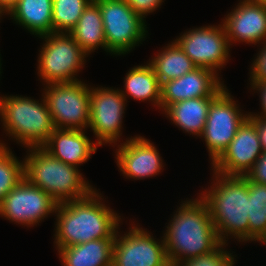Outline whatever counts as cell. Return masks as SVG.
Listing matches in <instances>:
<instances>
[{"label":"cell","instance_id":"f546056e","mask_svg":"<svg viewBox=\"0 0 266 266\" xmlns=\"http://www.w3.org/2000/svg\"><path fill=\"white\" fill-rule=\"evenodd\" d=\"M134 12L143 20L148 14L160 7L163 0H125Z\"/></svg>","mask_w":266,"mask_h":266},{"label":"cell","instance_id":"e0dca14e","mask_svg":"<svg viewBox=\"0 0 266 266\" xmlns=\"http://www.w3.org/2000/svg\"><path fill=\"white\" fill-rule=\"evenodd\" d=\"M120 144L116 149L115 158L119 170L126 175L125 177L143 180L161 172L164 167L162 158L150 140L135 135Z\"/></svg>","mask_w":266,"mask_h":266},{"label":"cell","instance_id":"ba28073f","mask_svg":"<svg viewBox=\"0 0 266 266\" xmlns=\"http://www.w3.org/2000/svg\"><path fill=\"white\" fill-rule=\"evenodd\" d=\"M101 10L107 52L124 55L145 40V20L125 0H95Z\"/></svg>","mask_w":266,"mask_h":266},{"label":"cell","instance_id":"cb8c5ba5","mask_svg":"<svg viewBox=\"0 0 266 266\" xmlns=\"http://www.w3.org/2000/svg\"><path fill=\"white\" fill-rule=\"evenodd\" d=\"M149 64L155 71L160 84L180 78L197 68L174 40L157 53Z\"/></svg>","mask_w":266,"mask_h":266},{"label":"cell","instance_id":"d590c367","mask_svg":"<svg viewBox=\"0 0 266 266\" xmlns=\"http://www.w3.org/2000/svg\"><path fill=\"white\" fill-rule=\"evenodd\" d=\"M0 58H1V57H0ZM1 65H2V64H1V59H0V70H1ZM0 74H1V71H0Z\"/></svg>","mask_w":266,"mask_h":266},{"label":"cell","instance_id":"7a4b0ae2","mask_svg":"<svg viewBox=\"0 0 266 266\" xmlns=\"http://www.w3.org/2000/svg\"><path fill=\"white\" fill-rule=\"evenodd\" d=\"M198 198L181 203L166 227L164 245L171 266L209 253L221 243L207 204Z\"/></svg>","mask_w":266,"mask_h":266},{"label":"cell","instance_id":"5b68a950","mask_svg":"<svg viewBox=\"0 0 266 266\" xmlns=\"http://www.w3.org/2000/svg\"><path fill=\"white\" fill-rule=\"evenodd\" d=\"M23 96L0 97V119L9 137L26 148L41 147L53 133L47 102Z\"/></svg>","mask_w":266,"mask_h":266},{"label":"cell","instance_id":"6da1fadb","mask_svg":"<svg viewBox=\"0 0 266 266\" xmlns=\"http://www.w3.org/2000/svg\"><path fill=\"white\" fill-rule=\"evenodd\" d=\"M97 191L94 189L79 200L57 204L54 235L56 250L116 236L121 218L102 202L103 196Z\"/></svg>","mask_w":266,"mask_h":266},{"label":"cell","instance_id":"4dcf8cb0","mask_svg":"<svg viewBox=\"0 0 266 266\" xmlns=\"http://www.w3.org/2000/svg\"><path fill=\"white\" fill-rule=\"evenodd\" d=\"M246 177L255 183L266 185V152L257 159Z\"/></svg>","mask_w":266,"mask_h":266},{"label":"cell","instance_id":"8fae6325","mask_svg":"<svg viewBox=\"0 0 266 266\" xmlns=\"http://www.w3.org/2000/svg\"><path fill=\"white\" fill-rule=\"evenodd\" d=\"M57 203L41 188L23 178L0 203V216L9 221L34 226L51 213Z\"/></svg>","mask_w":266,"mask_h":266},{"label":"cell","instance_id":"9c48e42d","mask_svg":"<svg viewBox=\"0 0 266 266\" xmlns=\"http://www.w3.org/2000/svg\"><path fill=\"white\" fill-rule=\"evenodd\" d=\"M234 97L225 87L212 101L203 133L211 163H213L233 140L239 126L249 114H243Z\"/></svg>","mask_w":266,"mask_h":266},{"label":"cell","instance_id":"1f68e13d","mask_svg":"<svg viewBox=\"0 0 266 266\" xmlns=\"http://www.w3.org/2000/svg\"><path fill=\"white\" fill-rule=\"evenodd\" d=\"M251 87L253 90H256L260 94V104H261V113L260 114H252L248 113V117H260V118H266V81L264 82H250Z\"/></svg>","mask_w":266,"mask_h":266},{"label":"cell","instance_id":"4fadbf2b","mask_svg":"<svg viewBox=\"0 0 266 266\" xmlns=\"http://www.w3.org/2000/svg\"><path fill=\"white\" fill-rule=\"evenodd\" d=\"M120 236L116 231L113 247L114 266H171L167 258L164 238L156 241L138 225ZM120 237V238H119Z\"/></svg>","mask_w":266,"mask_h":266},{"label":"cell","instance_id":"7c38bea8","mask_svg":"<svg viewBox=\"0 0 266 266\" xmlns=\"http://www.w3.org/2000/svg\"><path fill=\"white\" fill-rule=\"evenodd\" d=\"M125 97L117 88L91 87L89 128L97 138V144H117L122 136V120L125 113Z\"/></svg>","mask_w":266,"mask_h":266},{"label":"cell","instance_id":"4316f807","mask_svg":"<svg viewBox=\"0 0 266 266\" xmlns=\"http://www.w3.org/2000/svg\"><path fill=\"white\" fill-rule=\"evenodd\" d=\"M24 178V161H19L12 151L0 142V203Z\"/></svg>","mask_w":266,"mask_h":266},{"label":"cell","instance_id":"5bb4252c","mask_svg":"<svg viewBox=\"0 0 266 266\" xmlns=\"http://www.w3.org/2000/svg\"><path fill=\"white\" fill-rule=\"evenodd\" d=\"M262 154L256 124L247 117L228 147L211 163V170L225 176L243 177Z\"/></svg>","mask_w":266,"mask_h":266},{"label":"cell","instance_id":"9a60e30c","mask_svg":"<svg viewBox=\"0 0 266 266\" xmlns=\"http://www.w3.org/2000/svg\"><path fill=\"white\" fill-rule=\"evenodd\" d=\"M219 75L205 68H195L180 78L161 84L160 109L169 105L194 98L216 97L225 87Z\"/></svg>","mask_w":266,"mask_h":266},{"label":"cell","instance_id":"30bf717a","mask_svg":"<svg viewBox=\"0 0 266 266\" xmlns=\"http://www.w3.org/2000/svg\"><path fill=\"white\" fill-rule=\"evenodd\" d=\"M174 41L198 68L217 73L228 62L230 45L223 24L188 30Z\"/></svg>","mask_w":266,"mask_h":266},{"label":"cell","instance_id":"d6986e66","mask_svg":"<svg viewBox=\"0 0 266 266\" xmlns=\"http://www.w3.org/2000/svg\"><path fill=\"white\" fill-rule=\"evenodd\" d=\"M115 237L94 239L83 244L59 248L63 266H111Z\"/></svg>","mask_w":266,"mask_h":266},{"label":"cell","instance_id":"8992f818","mask_svg":"<svg viewBox=\"0 0 266 266\" xmlns=\"http://www.w3.org/2000/svg\"><path fill=\"white\" fill-rule=\"evenodd\" d=\"M45 40L38 57V73L44 84L73 83L88 55L69 33L39 36Z\"/></svg>","mask_w":266,"mask_h":266},{"label":"cell","instance_id":"ac0fdd59","mask_svg":"<svg viewBox=\"0 0 266 266\" xmlns=\"http://www.w3.org/2000/svg\"><path fill=\"white\" fill-rule=\"evenodd\" d=\"M85 130L54 129L48 140L41 146L55 159L78 167L89 160L97 150V143H93Z\"/></svg>","mask_w":266,"mask_h":266},{"label":"cell","instance_id":"d6a6232c","mask_svg":"<svg viewBox=\"0 0 266 266\" xmlns=\"http://www.w3.org/2000/svg\"><path fill=\"white\" fill-rule=\"evenodd\" d=\"M255 124L263 152H266V118L249 117Z\"/></svg>","mask_w":266,"mask_h":266},{"label":"cell","instance_id":"d4e9b609","mask_svg":"<svg viewBox=\"0 0 266 266\" xmlns=\"http://www.w3.org/2000/svg\"><path fill=\"white\" fill-rule=\"evenodd\" d=\"M248 181L249 214L248 241L266 245V185Z\"/></svg>","mask_w":266,"mask_h":266},{"label":"cell","instance_id":"44dd1931","mask_svg":"<svg viewBox=\"0 0 266 266\" xmlns=\"http://www.w3.org/2000/svg\"><path fill=\"white\" fill-rule=\"evenodd\" d=\"M215 97L187 99L169 105L163 112L175 125L190 135L203 133L208 108Z\"/></svg>","mask_w":266,"mask_h":266},{"label":"cell","instance_id":"52a82bcc","mask_svg":"<svg viewBox=\"0 0 266 266\" xmlns=\"http://www.w3.org/2000/svg\"><path fill=\"white\" fill-rule=\"evenodd\" d=\"M51 119L56 129L86 130L90 119L91 87L83 81L51 83L44 87Z\"/></svg>","mask_w":266,"mask_h":266},{"label":"cell","instance_id":"836d02e7","mask_svg":"<svg viewBox=\"0 0 266 266\" xmlns=\"http://www.w3.org/2000/svg\"><path fill=\"white\" fill-rule=\"evenodd\" d=\"M18 2L19 0H0V12L8 14Z\"/></svg>","mask_w":266,"mask_h":266},{"label":"cell","instance_id":"83f0119b","mask_svg":"<svg viewBox=\"0 0 266 266\" xmlns=\"http://www.w3.org/2000/svg\"><path fill=\"white\" fill-rule=\"evenodd\" d=\"M226 245L221 242L213 251L179 262L176 266H233L236 260L233 253L224 249Z\"/></svg>","mask_w":266,"mask_h":266},{"label":"cell","instance_id":"603a6c76","mask_svg":"<svg viewBox=\"0 0 266 266\" xmlns=\"http://www.w3.org/2000/svg\"><path fill=\"white\" fill-rule=\"evenodd\" d=\"M124 90H120L125 97L130 96L135 100L152 101L154 107L157 105L160 109L161 103V84L152 66L146 65L134 66L126 73L124 80Z\"/></svg>","mask_w":266,"mask_h":266},{"label":"cell","instance_id":"ffe728a7","mask_svg":"<svg viewBox=\"0 0 266 266\" xmlns=\"http://www.w3.org/2000/svg\"><path fill=\"white\" fill-rule=\"evenodd\" d=\"M52 12L53 0H19L8 15L39 37L52 33Z\"/></svg>","mask_w":266,"mask_h":266},{"label":"cell","instance_id":"484cf974","mask_svg":"<svg viewBox=\"0 0 266 266\" xmlns=\"http://www.w3.org/2000/svg\"><path fill=\"white\" fill-rule=\"evenodd\" d=\"M91 0H53L52 33H69Z\"/></svg>","mask_w":266,"mask_h":266},{"label":"cell","instance_id":"f1b7e54d","mask_svg":"<svg viewBox=\"0 0 266 266\" xmlns=\"http://www.w3.org/2000/svg\"><path fill=\"white\" fill-rule=\"evenodd\" d=\"M262 47L250 68L251 82L266 81V43Z\"/></svg>","mask_w":266,"mask_h":266},{"label":"cell","instance_id":"e575fe53","mask_svg":"<svg viewBox=\"0 0 266 266\" xmlns=\"http://www.w3.org/2000/svg\"><path fill=\"white\" fill-rule=\"evenodd\" d=\"M256 1H258V2H260L262 4H264V5H266V0H256Z\"/></svg>","mask_w":266,"mask_h":266},{"label":"cell","instance_id":"277c9868","mask_svg":"<svg viewBox=\"0 0 266 266\" xmlns=\"http://www.w3.org/2000/svg\"><path fill=\"white\" fill-rule=\"evenodd\" d=\"M24 161V178L62 204L88 196L91 186L72 165L55 159L42 147H30Z\"/></svg>","mask_w":266,"mask_h":266},{"label":"cell","instance_id":"2e32d148","mask_svg":"<svg viewBox=\"0 0 266 266\" xmlns=\"http://www.w3.org/2000/svg\"><path fill=\"white\" fill-rule=\"evenodd\" d=\"M222 24L230 46L235 41L266 43V5L256 0H241Z\"/></svg>","mask_w":266,"mask_h":266},{"label":"cell","instance_id":"3957f363","mask_svg":"<svg viewBox=\"0 0 266 266\" xmlns=\"http://www.w3.org/2000/svg\"><path fill=\"white\" fill-rule=\"evenodd\" d=\"M213 184L200 193L207 204L219 240L223 244L232 236L248 241V181L241 176H225L214 172ZM203 193V194H202Z\"/></svg>","mask_w":266,"mask_h":266},{"label":"cell","instance_id":"7402d4cb","mask_svg":"<svg viewBox=\"0 0 266 266\" xmlns=\"http://www.w3.org/2000/svg\"><path fill=\"white\" fill-rule=\"evenodd\" d=\"M80 48L87 54L103 48L107 52L101 10L95 0L85 7L76 26L69 32Z\"/></svg>","mask_w":266,"mask_h":266}]
</instances>
